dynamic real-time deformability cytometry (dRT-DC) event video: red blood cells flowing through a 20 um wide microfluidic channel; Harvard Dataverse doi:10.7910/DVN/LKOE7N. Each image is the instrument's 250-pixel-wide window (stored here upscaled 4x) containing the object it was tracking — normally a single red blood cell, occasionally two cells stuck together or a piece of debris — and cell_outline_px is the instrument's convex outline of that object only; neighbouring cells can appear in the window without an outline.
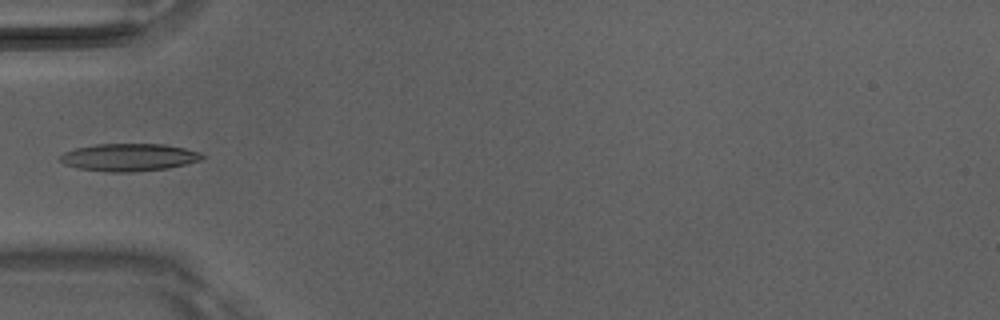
{"species": "Egyptian fruit bat (a non-hibernating species)", "species_latin": "Rousettus aegyptiacus", "temperature_condition": "room temperature", "stored_images_in_passage": 3, "camera_frame_rate_fps": 3000, "um_per_image_px": 0.085, "animal": {"sex": "male"}, "frame": {"image": 1, "passage_image": 3, "time_ms": 0.667, "image_size_px": [1000, 320], "cell_outline_px": [[204, 156], [200, 160], [168, 168], [132, 172], [104, 172], [76, 168], [64, 164], [60, 160], [60, 156], [64, 152], [76, 148], [96, 144], [164, 144], [184, 148], [200, 152]], "centroid_in_image_um": [10.93, 13.37], "position_along_channel_um": 74.1, "area_um2": 22.77}}